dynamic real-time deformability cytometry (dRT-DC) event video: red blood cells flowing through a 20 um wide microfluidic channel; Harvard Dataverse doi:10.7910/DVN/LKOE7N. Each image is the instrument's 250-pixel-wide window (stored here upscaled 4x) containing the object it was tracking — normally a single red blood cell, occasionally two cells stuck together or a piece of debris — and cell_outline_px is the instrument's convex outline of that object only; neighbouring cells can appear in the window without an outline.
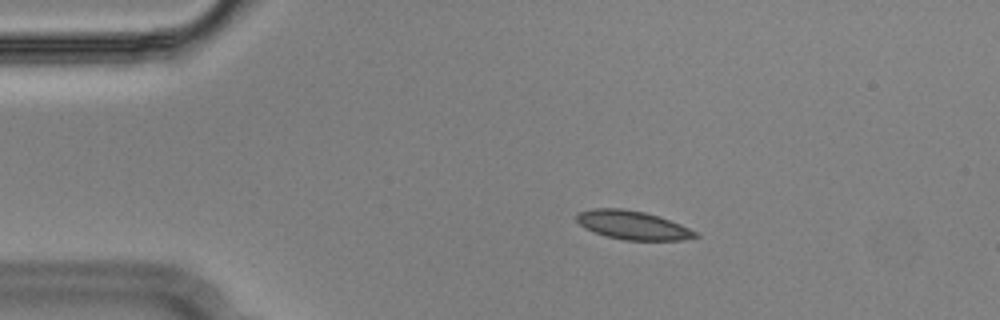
{"species": "Egyptian fruit bat (a non-hibernating species)", "species_latin": "Rousettus aegyptiacus", "temperature_condition": "cold", "stored_images_in_passage": 11, "camera_frame_rate_fps": 3000, "um_per_image_px": 0.085, "animal": {"sex": "male"}, "frame": {"image": 1, "passage_image": 5, "time_ms": 1.333, "image_size_px": [1000, 320], "cell_outline_px": [[700, 236], [684, 240], [624, 240], [608, 236], [584, 228], [576, 220], [576, 216], [580, 212], [592, 208], [624, 208], [644, 212], [660, 216], [680, 224], [696, 232]], "centroid_in_image_um": [53.79, 19.13], "position_along_channel_um": 31.2, "area_um2": 19.77}}